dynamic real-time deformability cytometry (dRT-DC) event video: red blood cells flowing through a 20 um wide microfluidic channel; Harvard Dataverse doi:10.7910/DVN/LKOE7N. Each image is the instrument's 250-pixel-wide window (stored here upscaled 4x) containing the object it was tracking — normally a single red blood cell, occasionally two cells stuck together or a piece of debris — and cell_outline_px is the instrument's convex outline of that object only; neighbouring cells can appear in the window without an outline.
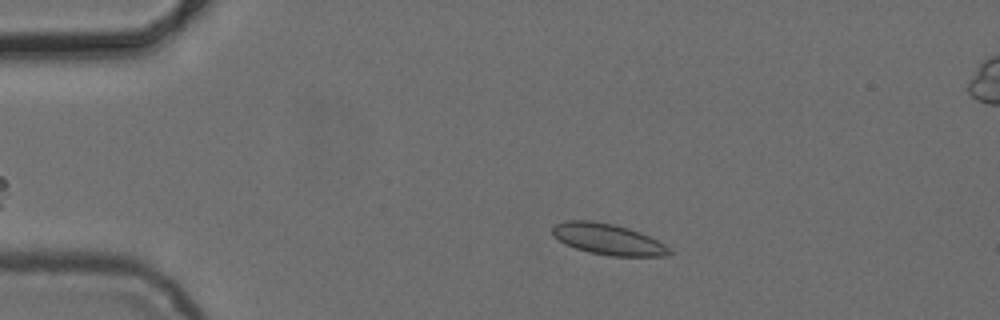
{"species": "common noctule bat (a hibernating species)", "species_latin": "Nyctalus noctula", "temperature_condition": "cold", "stored_images_in_passage": 6, "camera_frame_rate_fps": 3000, "um_per_image_px": 0.085, "animal": {"sex": "female", "body_mass_g": 24.6, "forearm_length_mm": 56.2}, "frame": {"image": 1, "passage_image": 3, "time_ms": 2.333, "image_size_px": [1000, 320], "cell_outline_px": [[672, 252], [664, 256], [612, 256], [588, 252], [564, 244], [552, 236], [552, 224], [564, 220], [588, 220], [612, 224], [628, 228], [640, 232], [664, 244]], "centroid_in_image_um": [51.59, 20.32], "position_along_channel_um": 33.4, "area_um2": 21.15}}
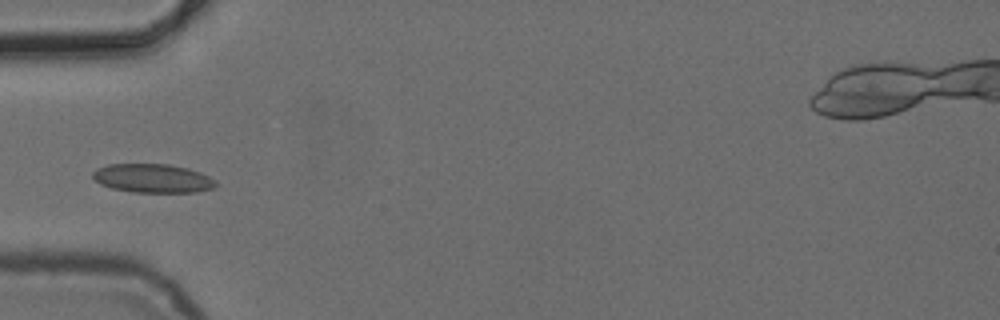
{"frame": {"image": 2, "passage_image": 5, "time_ms": 4.667, "image_size_px": [1000, 320], "cell_outline_px": [[220, 184], [212, 188], [196, 192], [132, 192], [112, 188], [100, 184], [92, 176], [92, 172], [96, 168], [108, 164], [168, 164], [188, 168], [200, 172], [216, 180]], "centroid_in_image_um": [12.99, 15.15], "position_along_channel_um": 72.0, "area_um2": 20.75}}
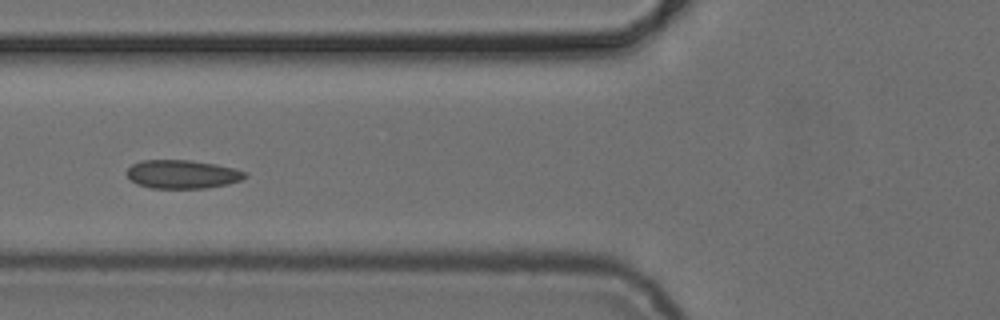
{"frame": {"image": 3, "passage_image": 6, "time_ms": 5.667, "image_size_px": [1000, 320], "cell_outline_px": [[248, 176], [240, 180], [228, 184], [208, 188], [152, 188], [136, 184], [128, 176], [128, 168], [132, 164], [140, 160], [192, 160], [216, 164], [248, 172]], "centroid_in_image_um": [15.52, 14.81], "position_along_channel_um": 110.3, "area_um2": 19.71}}